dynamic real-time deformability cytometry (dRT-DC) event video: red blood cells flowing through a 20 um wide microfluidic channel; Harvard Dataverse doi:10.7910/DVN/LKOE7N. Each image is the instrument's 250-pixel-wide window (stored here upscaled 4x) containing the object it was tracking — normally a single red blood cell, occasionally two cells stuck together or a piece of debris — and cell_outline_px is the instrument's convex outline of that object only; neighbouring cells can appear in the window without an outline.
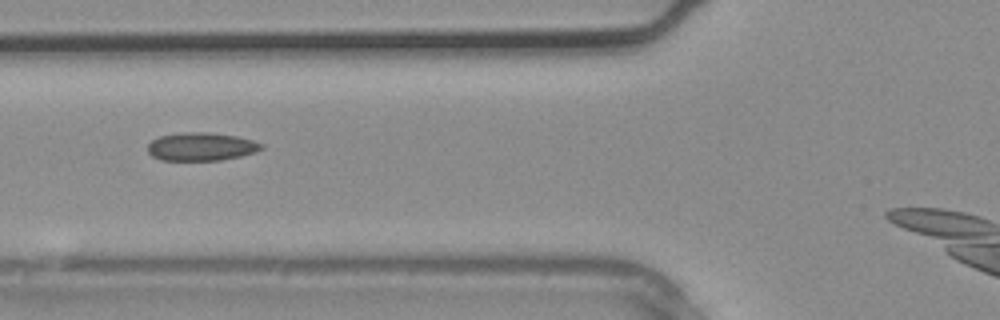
{"species": "common noctule bat (a hibernating species)", "species_latin": "Nyctalus noctula", "temperature_condition": "warm", "stored_images_in_passage": 3, "camera_frame_rate_fps": 3000, "um_per_image_px": 0.085, "animal": {"sex": "male", "body_mass_g": 20.4}, "frame": {"image": 1, "passage_image": 2, "time_ms": 0.333, "image_size_px": [1000, 320], "cell_outline_px": [[264, 148], [256, 152], [240, 156], [220, 160], [160, 160], [152, 156], [148, 152], [148, 144], [152, 140], [160, 136], [184, 132], [208, 132], [236, 136], [252, 140], [264, 144]], "centroid_in_image_um": [17.11, 12.46], "position_along_channel_um": 108.7, "area_um2": 18.67}}